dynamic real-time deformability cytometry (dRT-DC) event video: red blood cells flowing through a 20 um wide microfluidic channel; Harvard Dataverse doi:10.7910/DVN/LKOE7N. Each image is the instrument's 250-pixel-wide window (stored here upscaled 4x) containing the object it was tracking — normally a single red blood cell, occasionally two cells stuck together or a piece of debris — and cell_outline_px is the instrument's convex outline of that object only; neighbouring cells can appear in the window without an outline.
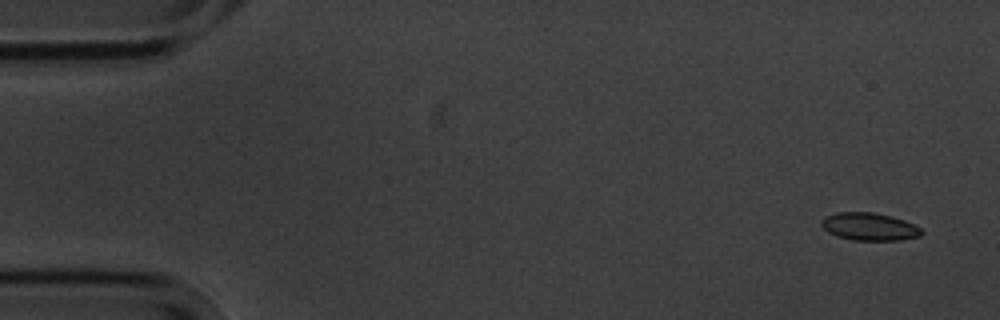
{"species": "common noctule bat (a hibernating species)", "species_latin": "Nyctalus noctula", "temperature_condition": "cold", "stored_images_in_passage": 4, "camera_frame_rate_fps": 3000, "um_per_image_px": 0.085, "animal": {"sex": "male", "body_mass_g": 20.1, "forearm_length_mm": 53.5}, "frame": {"image": 1, "passage_image": 1, "time_ms": 0.0, "image_size_px": [1000, 320], "cell_outline_px": [[924, 232], [920, 236], [900, 240], [852, 240], [836, 236], [828, 232], [820, 224], [820, 220], [836, 212], [872, 212], [892, 216], [904, 220], [920, 228]], "centroid_in_image_um": [73.88, 19.26], "position_along_channel_um": 11.1, "area_um2": 16.13}}
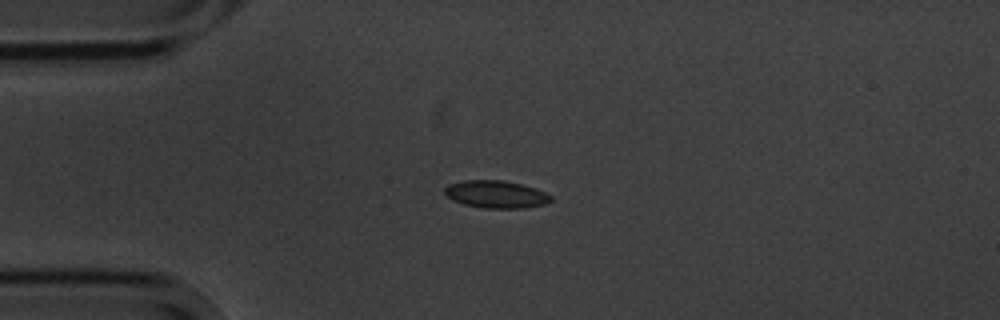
{"frame": {"image": 2, "passage_image": 4, "time_ms": 3.667, "image_size_px": [1000, 320], "cell_outline_px": [[552, 200], [544, 204], [524, 208], [484, 208], [464, 204], [452, 200], [444, 192], [444, 188], [448, 184], [464, 180], [504, 180], [520, 184], [544, 192], [552, 196]], "centroid_in_image_um": [42.13, 16.51], "position_along_channel_um": 42.9, "area_um2": 16.88}}